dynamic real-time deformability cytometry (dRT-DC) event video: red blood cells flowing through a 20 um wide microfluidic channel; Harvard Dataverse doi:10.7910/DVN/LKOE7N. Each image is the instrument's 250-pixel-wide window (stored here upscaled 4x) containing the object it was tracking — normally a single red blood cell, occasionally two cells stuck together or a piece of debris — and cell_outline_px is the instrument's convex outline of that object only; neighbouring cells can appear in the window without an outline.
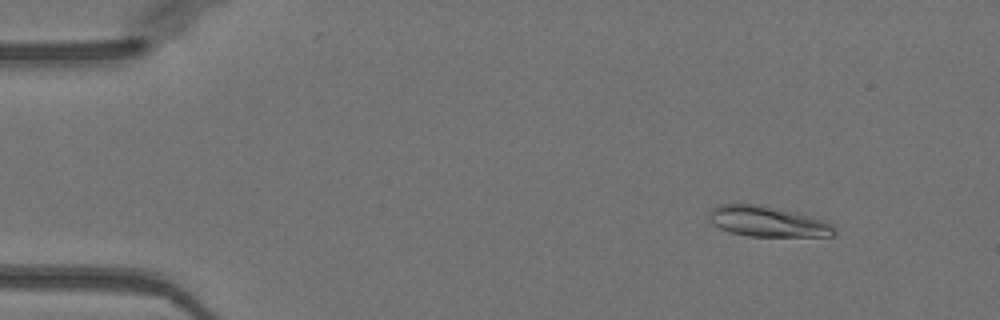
{"species": "Egyptian fruit bat (a non-hibernating species)", "species_latin": "Rousettus aegyptiacus", "temperature_condition": "warm", "stored_images_in_passage": 51, "camera_frame_rate_fps": 3000, "um_per_image_px": 0.085, "animal": {"sex": "female"}, "frame": {"image": 1, "passage_image": 6, "time_ms": 1.667, "image_size_px": [1000, 320], "cell_outline_px": [[836, 232], [832, 236], [748, 236], [728, 232], [712, 224], [708, 220], [708, 212], [716, 204], [760, 204], [800, 212], [828, 220], [832, 224]], "centroid_in_image_um": [65.25, 18.81], "position_along_channel_um": 19.8, "area_um2": 22.89}}
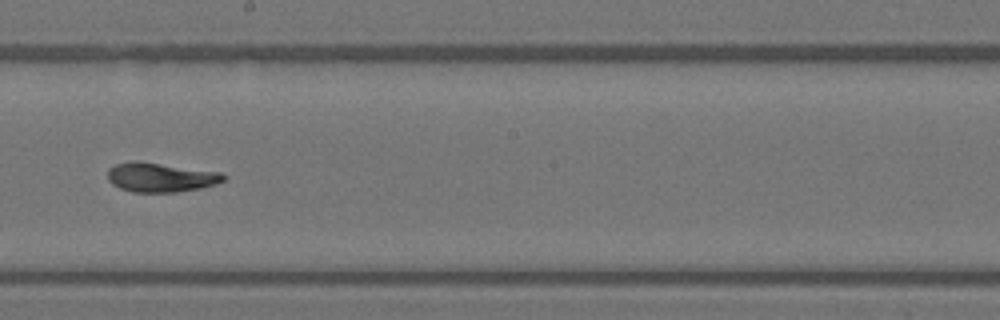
{"frame": {"image": 2, "passage_image": 29, "time_ms": 9.333, "image_size_px": [1000, 320], "cell_outline_px": [[228, 176], [224, 180], [216, 184], [200, 188], [176, 192], [132, 192], [120, 188], [112, 184], [108, 180], [108, 168], [116, 164], [136, 160], [220, 172]], "centroid_in_image_um": [13.65, 15.07], "position_along_channel_um": 234.6, "area_um2": 19.83}}
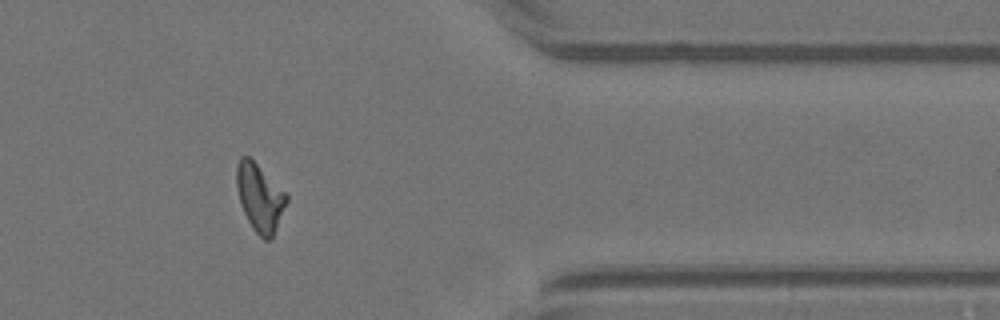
{"frame": {"image": 3, "passage_image": 42, "time_ms": 13.667, "image_size_px": [1000, 320], "cell_outline_px": [[288, 200], [276, 228], [272, 236], [268, 240], [264, 240], [252, 228], [244, 212], [236, 188], [236, 164], [240, 156], [248, 156], [288, 192]], "centroid_in_image_um": [22.09, 16.75], "position_along_channel_um": 389.3, "area_um2": 19.71}, "authors_computed_cell_mechanics": {"area_um2": 19.7676, "velocity_mm_per_s": 4.0095, "shape_relaxation_time_tau1_ms": 4.7162, "shape_relaxation_time_tau2_ms": 1.7058, "deformation_change_tau1": 0.2035, "deformation_change_tau2": 0.0589}}